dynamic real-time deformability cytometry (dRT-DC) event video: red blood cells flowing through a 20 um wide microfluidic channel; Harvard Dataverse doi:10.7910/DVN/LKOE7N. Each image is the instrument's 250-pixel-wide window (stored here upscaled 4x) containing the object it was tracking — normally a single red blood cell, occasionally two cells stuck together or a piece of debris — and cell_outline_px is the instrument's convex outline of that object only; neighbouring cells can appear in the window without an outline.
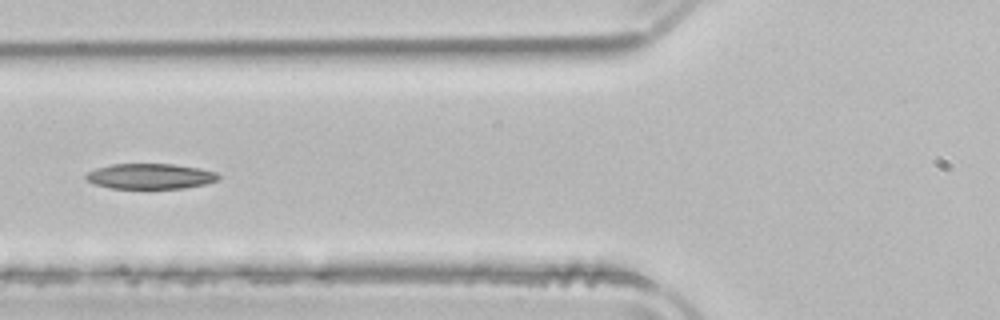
{"species": "common noctule bat (a hibernating species)", "species_latin": "Nyctalus noctula", "temperature_condition": "room temperature", "stored_images_in_passage": 36, "camera_frame_rate_fps": 3000, "um_per_image_px": 0.085, "animal": {"sex": "male", "body_mass_g": 21.5, "forearm_length_mm": 52.0}, "frame": {"image": 1, "passage_image": 18, "time_ms": 5.667, "image_size_px": [1000, 320], "cell_outline_px": [[220, 180], [204, 184], [184, 188], [112, 188], [92, 184], [84, 176], [88, 172], [96, 168], [112, 164], [172, 164], [200, 168], [216, 172], [220, 176]], "centroid_in_image_um": [12.78, 14.98], "position_along_channel_um": 113.0, "area_um2": 19.59}}
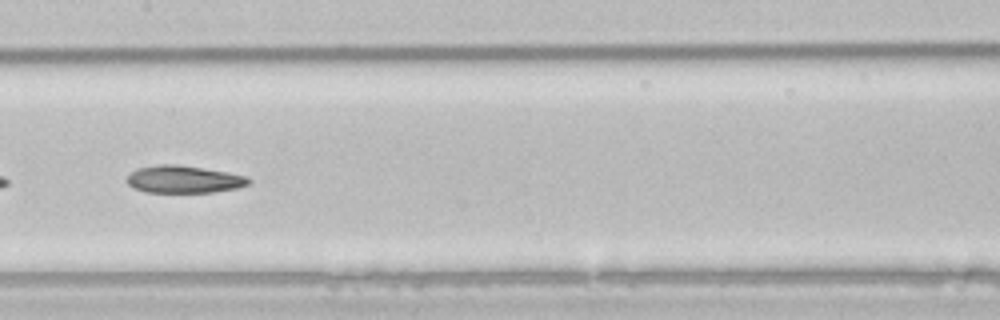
{"frame": {"image": 2, "passage_image": 24, "time_ms": 7.667, "image_size_px": [1000, 320], "cell_outline_px": [[252, 180], [248, 184], [236, 188], [212, 192], [148, 192], [136, 188], [128, 184], [128, 176], [136, 168], [160, 164], [176, 164], [204, 168], [228, 172], [248, 176]], "centroid_in_image_um": [15.66, 15.23], "position_along_channel_um": 191.7, "area_um2": 19.31}}
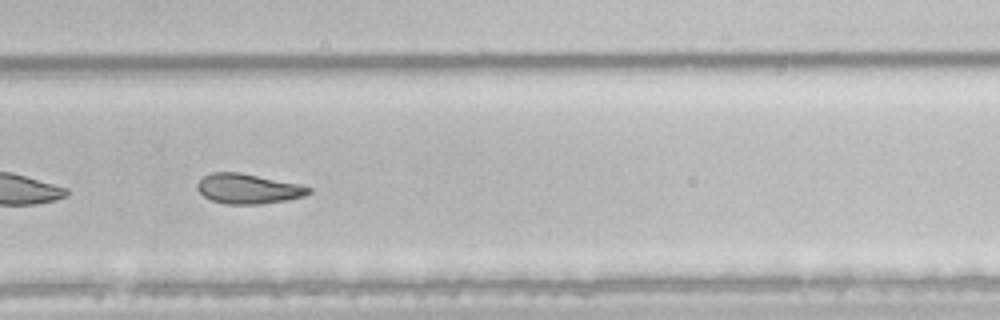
{"frame": {"image": 3, "passage_image": 33, "time_ms": 10.667, "image_size_px": [1000, 320], "cell_outline_px": [[312, 192], [304, 196], [284, 200], [260, 204], [228, 204], [212, 200], [204, 196], [196, 188], [196, 184], [204, 176], [212, 172], [240, 172], [300, 184], [312, 188]], "centroid_in_image_um": [21.1, 16.03], "position_along_channel_um": 308.7, "area_um2": 19.36}}